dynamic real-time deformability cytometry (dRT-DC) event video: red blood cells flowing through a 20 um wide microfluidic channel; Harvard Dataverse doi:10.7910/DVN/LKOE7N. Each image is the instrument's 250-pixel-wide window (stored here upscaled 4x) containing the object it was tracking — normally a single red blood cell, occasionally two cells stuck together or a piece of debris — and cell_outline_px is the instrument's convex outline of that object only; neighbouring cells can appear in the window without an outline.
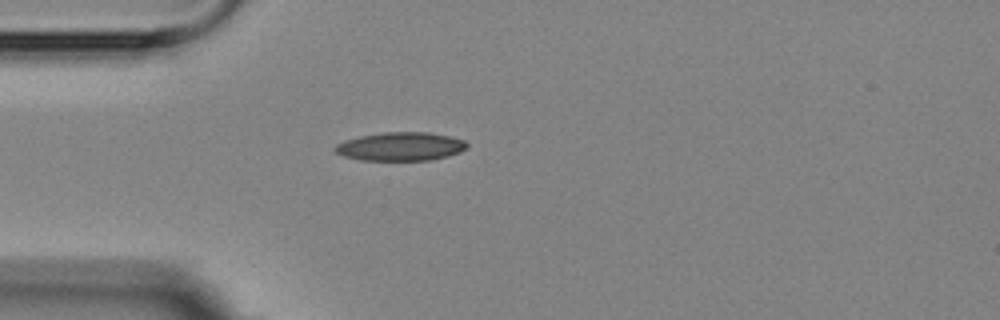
{"species": "Egyptian fruit bat (a non-hibernating species)", "species_latin": "Rousettus aegyptiacus", "temperature_condition": "room temperature", "stored_images_in_passage": 2, "camera_frame_rate_fps": 3000, "um_per_image_px": 0.085, "animal": {"sex": "female"}, "frame": {"image": 1, "passage_image": 1, "time_ms": 0.0, "image_size_px": [1000, 320], "cell_outline_px": [[468, 148], [460, 152], [448, 156], [432, 160], [360, 160], [344, 156], [336, 152], [332, 148], [336, 144], [344, 140], [360, 136], [380, 132], [428, 132], [448, 136], [464, 140], [468, 144]], "centroid_in_image_um": [34.04, 12.45], "position_along_channel_um": 51.0, "area_um2": 22.08}}